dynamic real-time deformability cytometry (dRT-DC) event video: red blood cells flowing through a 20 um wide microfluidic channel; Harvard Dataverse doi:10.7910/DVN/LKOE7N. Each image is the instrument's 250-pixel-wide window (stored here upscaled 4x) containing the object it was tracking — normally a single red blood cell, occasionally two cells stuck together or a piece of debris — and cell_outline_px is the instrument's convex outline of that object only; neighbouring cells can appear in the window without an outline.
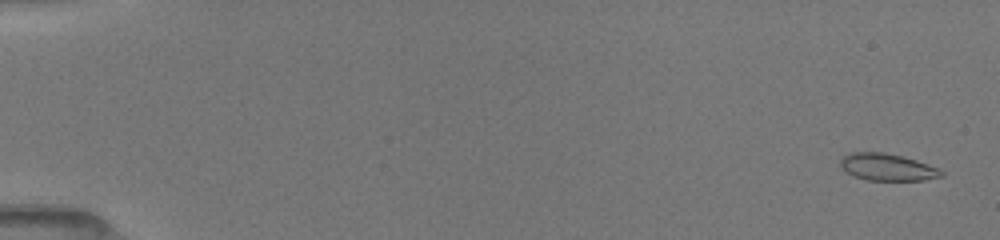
{"species": "common noctule bat (a hibernating species)", "species_latin": "Nyctalus noctula", "temperature_condition": "room temperature", "stored_images_in_passage": 52, "camera_frame_rate_fps": 3000, "um_per_image_px": 0.085, "animal": {"sex": "female", "body_mass_g": 19.5, "forearm_length_mm": 54.1}, "frame": {"image": 1, "passage_image": 2, "time_ms": 0.333, "image_size_px": [1000, 240], "cell_outline_px": [[944, 176], [924, 180], [868, 180], [852, 176], [840, 164], [840, 160], [848, 152], [884, 152], [916, 160], [928, 164], [944, 172]], "centroid_in_image_um": [75.42, 14.21], "position_along_channel_um": 9.6, "area_um2": 15.78}}
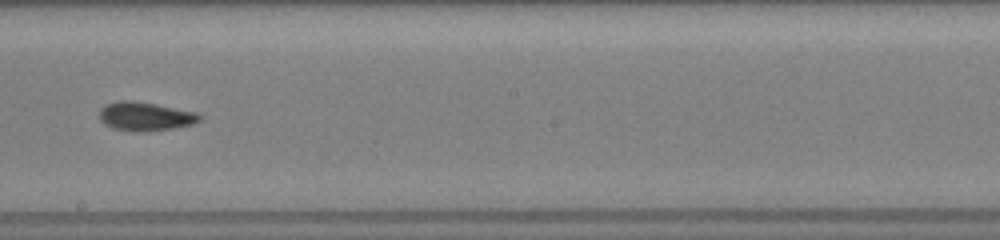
{"frame": {"image": 2, "passage_image": 31, "time_ms": 10.0, "image_size_px": [1000, 240], "cell_outline_px": [[200, 120], [192, 124], [176, 128], [144, 132], [136, 132], [112, 128], [104, 124], [100, 120], [100, 108], [108, 104], [120, 100], [132, 100], [156, 104], [196, 112], [200, 116]], "centroid_in_image_um": [12.33, 9.9], "position_along_channel_um": 235.9, "area_um2": 16.82}}
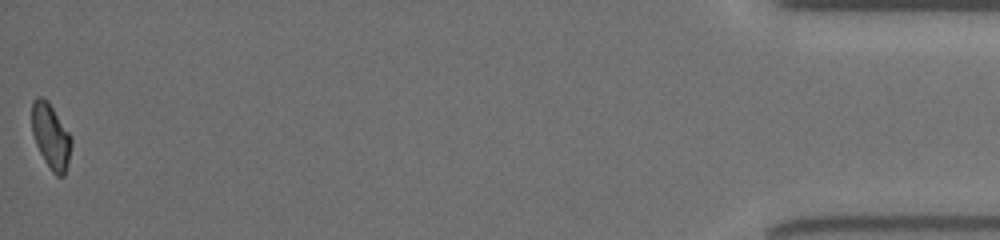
{"frame": {"image": 3, "passage_image": 52, "time_ms": 17.0, "image_size_px": [1000, 240], "cell_outline_px": [[72, 144], [68, 164], [64, 176], [56, 176], [52, 172], [44, 160], [36, 144], [32, 132], [32, 100], [36, 96], [40, 96], [48, 100], [72, 136]], "centroid_in_image_um": [4.33, 11.56], "position_along_channel_um": 430.9, "area_um2": 15.2}, "authors_computed_cell_mechanics": {"area_um2": 15.8083, "velocity_mm_per_s": 4.0199, "shape_relaxation_time_tau1_ms": 7.4922, "shape_relaxation_time_tau2_ms": 2.2501, "deformation_change_tau1": 0.1644, "deformation_change_tau2": 0.0662}}